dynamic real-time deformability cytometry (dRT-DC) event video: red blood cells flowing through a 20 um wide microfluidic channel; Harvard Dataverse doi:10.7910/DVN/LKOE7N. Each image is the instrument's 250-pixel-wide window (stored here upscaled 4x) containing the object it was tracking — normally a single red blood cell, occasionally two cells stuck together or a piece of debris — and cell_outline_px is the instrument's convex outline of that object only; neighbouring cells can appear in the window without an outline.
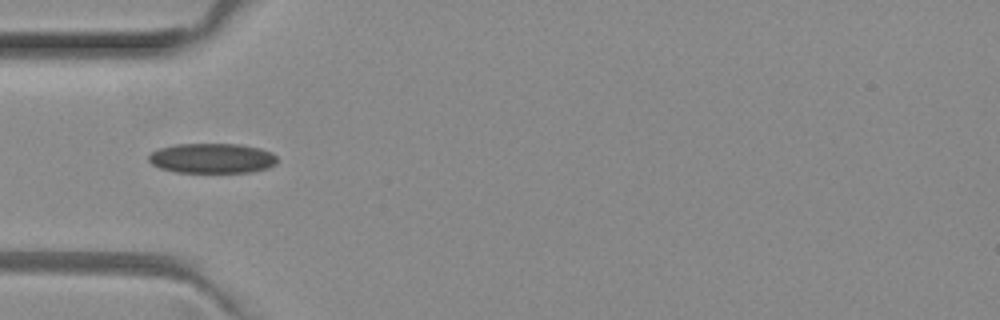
{"species": "common noctule bat (a hibernating species)", "species_latin": "Nyctalus noctula", "temperature_condition": "room temperature", "stored_images_in_passage": 1, "camera_frame_rate_fps": 3000, "um_per_image_px": 0.085, "animal": {"sex": "female", "body_mass_g": 29.2, "forearm_length_mm": 56.3}, "frame": {"image": 1, "passage_image": 1, "time_ms": 0.0, "image_size_px": [1000, 320], "cell_outline_px": [[276, 164], [268, 168], [252, 172], [176, 172], [160, 168], [152, 164], [148, 160], [148, 156], [152, 152], [160, 148], [176, 144], [240, 144], [260, 148], [272, 152], [276, 156]], "centroid_in_image_um": [18.04, 13.45], "position_along_channel_um": 67.0, "area_um2": 22.48}}